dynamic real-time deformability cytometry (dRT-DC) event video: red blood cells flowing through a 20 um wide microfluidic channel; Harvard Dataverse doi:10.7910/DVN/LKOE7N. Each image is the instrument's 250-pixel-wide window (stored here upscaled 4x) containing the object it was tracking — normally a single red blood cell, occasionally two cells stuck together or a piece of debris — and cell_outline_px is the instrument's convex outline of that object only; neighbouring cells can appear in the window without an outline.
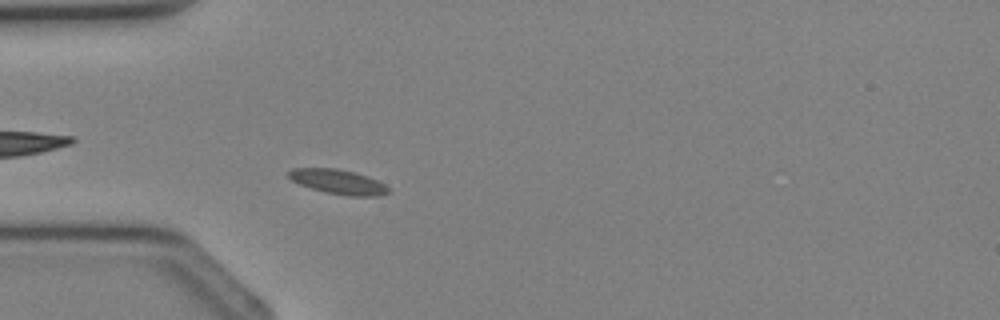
{"species": "Egyptian fruit bat (a non-hibernating species)", "species_latin": "Rousettus aegyptiacus", "temperature_condition": "cold", "stored_images_in_passage": 28, "camera_frame_rate_fps": 3000, "um_per_image_px": 0.085, "animal": {"sex": "female"}, "frame": {"image": 1, "passage_image": 8, "time_ms": 2.333, "image_size_px": [1000, 320], "cell_outline_px": [[392, 192], [376, 196], [348, 196], [328, 192], [312, 188], [300, 184], [292, 180], [288, 176], [288, 172], [292, 168], [336, 168], [368, 176], [384, 184]], "centroid_in_image_um": [28.76, 15.45], "position_along_channel_um": 56.2, "area_um2": 14.1}}
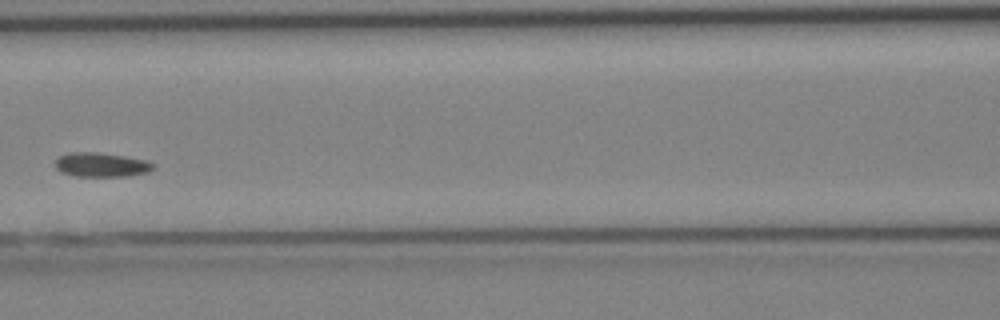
{"frame": {"image": 2, "passage_image": 14, "time_ms": 4.333, "image_size_px": [1000, 320], "cell_outline_px": [[156, 164], [148, 172], [128, 176], [76, 176], [60, 172], [56, 168], [56, 160], [60, 156], [68, 152], [96, 152], [148, 160]], "centroid_in_image_um": [8.61, 14.0], "position_along_channel_um": 158.0, "area_um2": 13.81}}
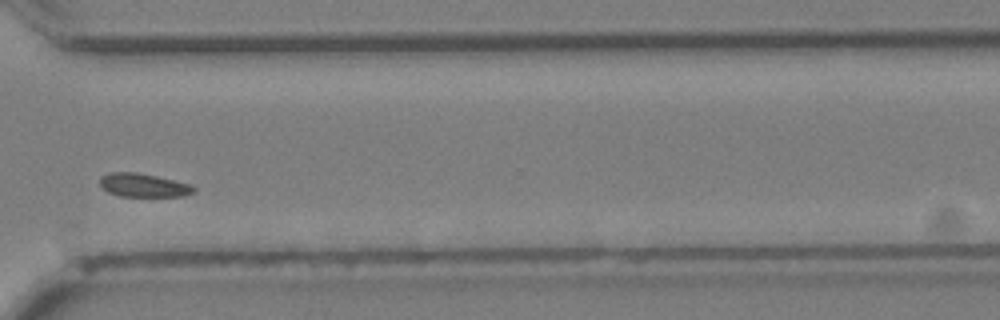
{"frame": {"image": 3, "passage_image": 25, "time_ms": 8.0, "image_size_px": [1000, 320], "cell_outline_px": [[196, 192], [184, 196], [120, 196], [108, 192], [100, 184], [100, 176], [108, 172], [136, 172], [156, 176], [192, 184], [196, 188]], "centroid_in_image_um": [12.22, 15.74], "position_along_channel_um": 358.4, "area_um2": 12.95}}